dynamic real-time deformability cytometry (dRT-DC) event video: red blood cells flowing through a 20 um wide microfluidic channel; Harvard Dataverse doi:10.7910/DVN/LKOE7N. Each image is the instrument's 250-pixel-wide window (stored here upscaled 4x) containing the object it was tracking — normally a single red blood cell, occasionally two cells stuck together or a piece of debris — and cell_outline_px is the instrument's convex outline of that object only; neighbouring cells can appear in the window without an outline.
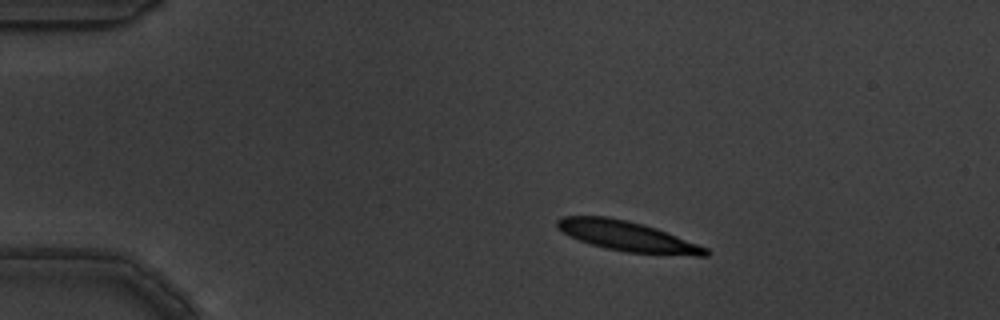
{"species": "common noctule bat (a hibernating species)", "species_latin": "Nyctalus noctula", "temperature_condition": "warm", "stored_images_in_passage": 4, "camera_frame_rate_fps": 3000, "um_per_image_px": 0.085, "animal": {"sex": "male", "body_mass_g": 19.5, "forearm_length_mm": 54.6}, "frame": {"image": 1, "passage_image": 1, "time_ms": 0.0, "image_size_px": [1000, 320], "cell_outline_px": [[712, 252], [708, 256], [692, 256], [628, 252], [608, 248], [592, 244], [580, 240], [556, 228], [556, 220], [564, 216], [608, 216], [628, 220], [644, 224], [656, 228], [708, 248]], "centroid_in_image_um": [53.37, 20.07], "position_along_channel_um": 31.6, "area_um2": 25.84}}
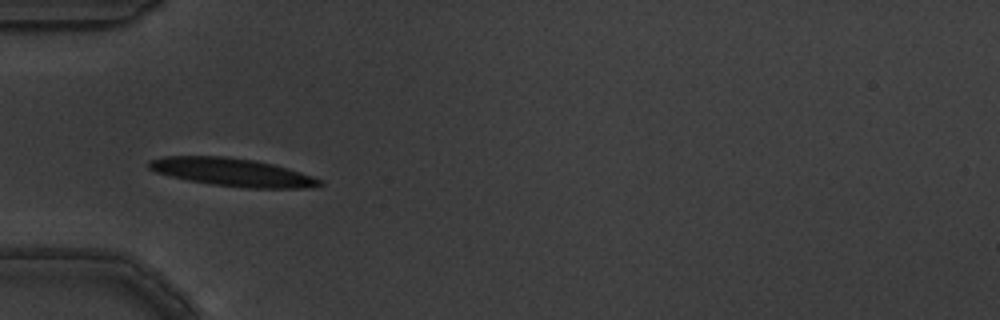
{"frame": {"image": 2, "passage_image": 3, "time_ms": 0.667, "image_size_px": [1000, 320], "cell_outline_px": [[324, 184], [312, 188], [248, 188], [212, 184], [188, 180], [156, 172], [148, 168], [148, 160], [164, 156], [224, 156], [256, 160], [288, 168], [324, 180]], "centroid_in_image_um": [19.78, 14.64], "position_along_channel_um": 65.2, "area_um2": 27.92}}
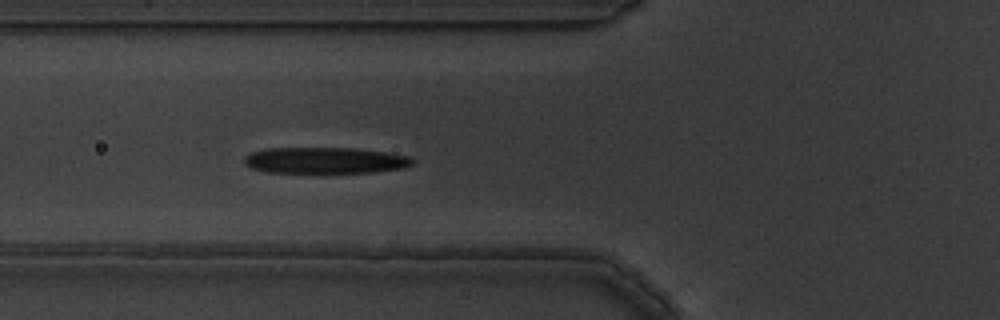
{"frame": {"image": 3, "passage_image": 4, "time_ms": 1.0, "image_size_px": [1000, 320], "cell_outline_px": [[416, 160], [412, 164], [404, 168], [372, 172], [324, 176], [268, 172], [252, 168], [244, 164], [244, 156], [252, 152], [264, 148], [356, 148], [388, 152], [412, 156]], "centroid_in_image_um": [27.65, 13.68], "position_along_channel_um": 98.1, "area_um2": 27.34}}